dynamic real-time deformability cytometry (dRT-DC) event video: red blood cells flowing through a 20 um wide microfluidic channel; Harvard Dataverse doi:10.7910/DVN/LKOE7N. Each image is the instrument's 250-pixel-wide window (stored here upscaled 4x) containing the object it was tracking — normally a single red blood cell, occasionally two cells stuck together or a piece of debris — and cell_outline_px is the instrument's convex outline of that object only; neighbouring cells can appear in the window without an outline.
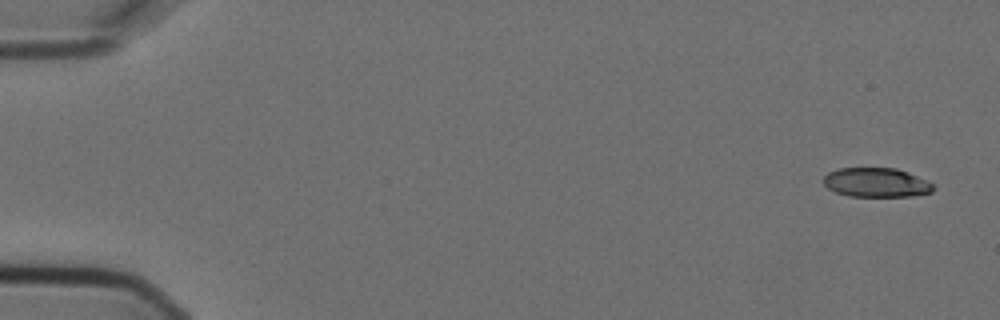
{"species": "Egyptian fruit bat (a non-hibernating species)", "species_latin": "Rousettus aegyptiacus", "temperature_condition": "cold", "stored_images_in_passage": 5, "camera_frame_rate_fps": 3000, "um_per_image_px": 0.085, "animal": {"sex": "female"}, "frame": {"image": 1, "passage_image": 1, "time_ms": 0.0, "image_size_px": [1000, 320], "cell_outline_px": [[936, 188], [932, 192], [912, 196], [848, 196], [836, 192], [828, 188], [824, 184], [824, 176], [828, 172], [840, 168], [896, 168], [908, 172], [928, 180]], "centroid_in_image_um": [74.51, 15.51], "position_along_channel_um": 10.5, "area_um2": 18.79}}
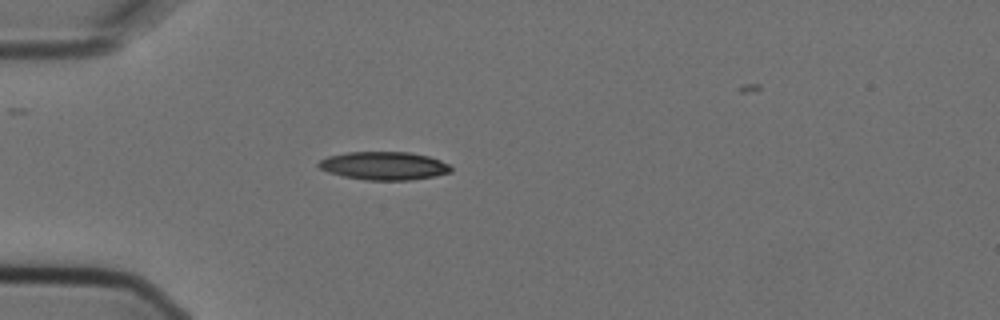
{"frame": {"image": 2, "passage_image": 5, "time_ms": 1.333, "image_size_px": [1000, 320], "cell_outline_px": [[452, 172], [436, 176], [412, 180], [364, 180], [344, 176], [328, 172], [320, 168], [316, 164], [320, 160], [328, 156], [348, 152], [412, 152], [428, 156], [440, 160], [448, 164], [452, 168]], "centroid_in_image_um": [32.66, 14.09], "position_along_channel_um": 52.3, "area_um2": 21.85}}